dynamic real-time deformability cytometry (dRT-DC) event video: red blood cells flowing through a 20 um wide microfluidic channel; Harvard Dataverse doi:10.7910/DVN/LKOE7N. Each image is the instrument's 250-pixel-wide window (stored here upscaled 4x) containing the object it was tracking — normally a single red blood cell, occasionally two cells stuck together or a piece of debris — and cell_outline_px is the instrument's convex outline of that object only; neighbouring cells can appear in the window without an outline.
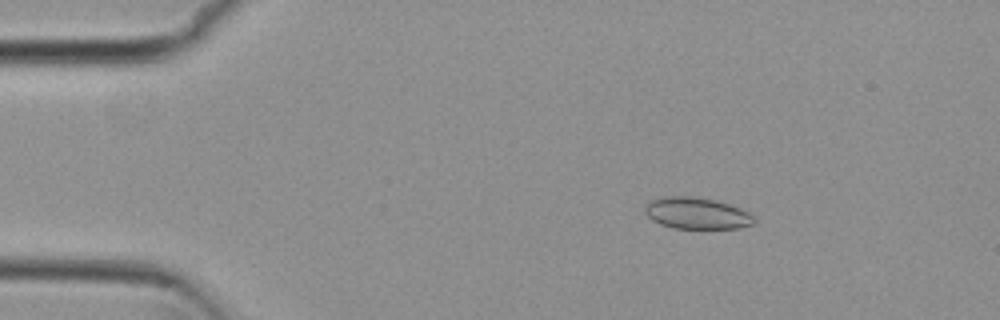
{"species": "common noctule bat (a hibernating species)", "species_latin": "Nyctalus noctula", "temperature_condition": "cold", "stored_images_in_passage": 26, "camera_frame_rate_fps": 3000, "um_per_image_px": 0.085, "animal": {"sex": "female", "body_mass_g": 29.2, "forearm_length_mm": 56.3}, "frame": {"image": 1, "passage_image": 9, "time_ms": 2.667, "image_size_px": [1000, 320], "cell_outline_px": [[756, 224], [740, 228], [672, 228], [660, 224], [652, 220], [644, 212], [644, 208], [652, 200], [664, 196], [692, 196], [716, 200], [740, 208], [748, 212], [756, 220]], "centroid_in_image_um": [59.24, 18.13], "position_along_channel_um": 25.8, "area_um2": 20.11}}
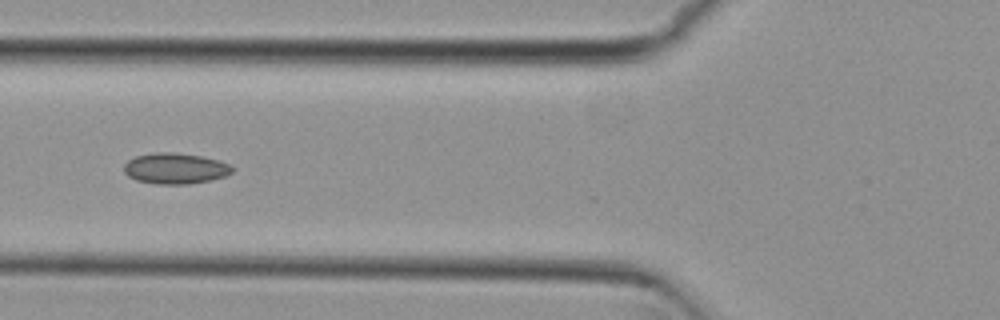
{"frame": {"image": 2, "passage_image": 21, "time_ms": 6.667, "image_size_px": [1000, 320], "cell_outline_px": [[236, 168], [232, 172], [224, 176], [212, 180], [188, 184], [156, 184], [136, 180], [128, 176], [124, 172], [124, 164], [128, 160], [136, 156], [156, 152], [172, 152], [200, 156], [220, 160], [232, 164]], "centroid_in_image_um": [14.93, 14.32], "position_along_channel_um": 110.9, "area_um2": 19.65}}
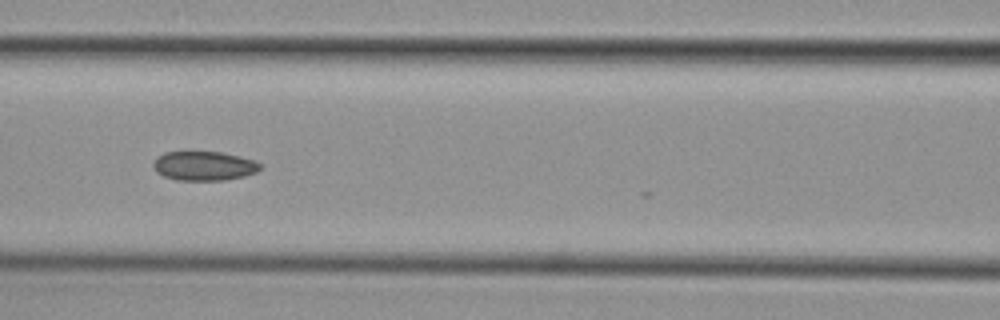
{"frame": {"image": 3, "passage_image": 24, "time_ms": 7.667, "image_size_px": [1000, 320], "cell_outline_px": [[260, 168], [256, 172], [244, 176], [224, 180], [176, 180], [164, 176], [156, 172], [152, 168], [152, 164], [156, 156], [164, 152], [224, 152], [256, 160], [260, 164]], "centroid_in_image_um": [17.31, 14.09], "position_along_channel_um": 149.3, "area_um2": 18.38}}